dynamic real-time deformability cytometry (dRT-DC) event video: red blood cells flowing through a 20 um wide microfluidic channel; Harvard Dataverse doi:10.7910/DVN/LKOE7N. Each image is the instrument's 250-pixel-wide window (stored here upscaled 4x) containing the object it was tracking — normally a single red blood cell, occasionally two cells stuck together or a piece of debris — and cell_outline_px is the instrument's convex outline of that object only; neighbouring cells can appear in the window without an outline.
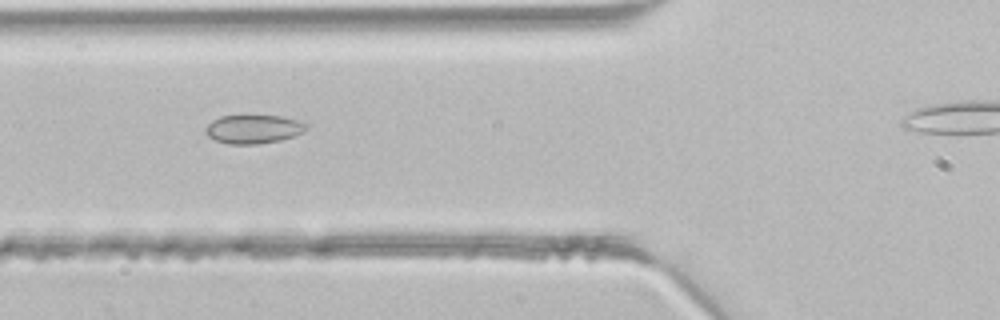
{"species": "common noctule bat (a hibernating species)", "species_latin": "Nyctalus noctula", "temperature_condition": "room temperature", "stored_images_in_passage": 2, "camera_frame_rate_fps": 3000, "um_per_image_px": 0.085, "animal": {"sex": "male", "body_mass_g": 21.5, "forearm_length_mm": 52.0}, "frame": {"image": 1, "passage_image": 2, "time_ms": 0.333, "image_size_px": [1000, 320], "cell_outline_px": [[308, 128], [304, 132], [296, 136], [280, 140], [256, 144], [228, 144], [216, 140], [208, 136], [204, 132], [204, 128], [212, 120], [220, 116], [280, 116], [296, 120], [308, 124]], "centroid_in_image_um": [21.54, 10.98], "position_along_channel_um": 104.3, "area_um2": 16.88}}